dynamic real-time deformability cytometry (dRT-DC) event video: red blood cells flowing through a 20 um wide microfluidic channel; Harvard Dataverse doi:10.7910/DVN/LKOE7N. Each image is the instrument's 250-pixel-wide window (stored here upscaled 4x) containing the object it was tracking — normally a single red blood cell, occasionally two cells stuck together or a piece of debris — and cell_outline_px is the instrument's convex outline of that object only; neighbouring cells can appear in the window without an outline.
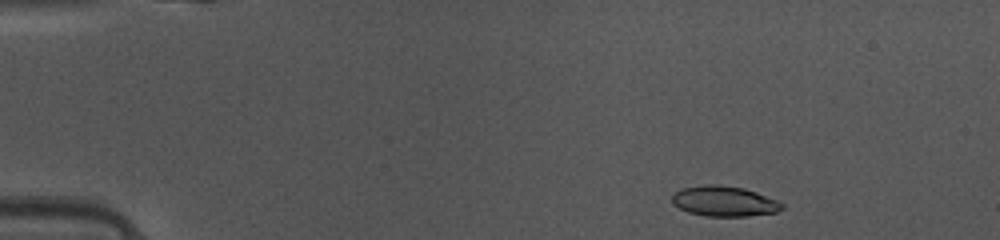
{"species": "common noctule bat (a hibernating species)", "species_latin": "Nyctalus noctula", "temperature_condition": "warm", "stored_images_in_passage": 42, "camera_frame_rate_fps": 3000, "um_per_image_px": 0.085, "animal": {"sex": "female", "body_mass_g": 10.0, "forearm_length_mm": 53.1}, "frame": {"image": 1, "passage_image": 1, "time_ms": 0.0, "image_size_px": [1000, 240], "cell_outline_px": [[784, 208], [776, 212], [748, 216], [704, 216], [688, 212], [672, 204], [672, 196], [680, 188], [708, 184], [720, 184], [744, 188], [756, 192], [776, 200], [784, 204]], "centroid_in_image_um": [61.54, 17.1], "position_along_channel_um": 23.5, "area_um2": 19.48}}
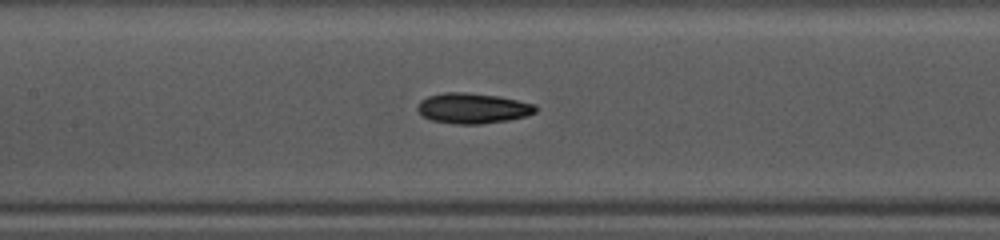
{"frame": {"image": 2, "passage_image": 17, "time_ms": 5.333, "image_size_px": [1000, 240], "cell_outline_px": [[536, 112], [524, 116], [508, 120], [480, 124], [456, 124], [432, 120], [424, 116], [416, 108], [420, 100], [428, 96], [444, 92], [468, 92], [500, 96], [536, 104]], "centroid_in_image_um": [40.18, 9.19], "position_along_channel_um": 167.2, "area_um2": 20.92}}
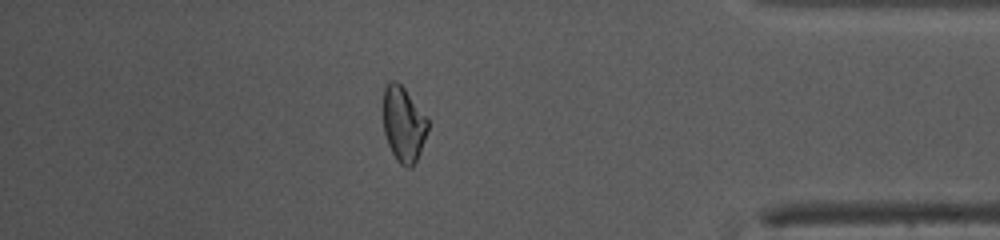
{"frame": {"image": 3, "passage_image": 36, "time_ms": 11.667, "image_size_px": [1000, 240], "cell_outline_px": [[428, 128], [420, 152], [412, 168], [408, 168], [400, 164], [396, 160], [388, 144], [384, 132], [384, 88], [388, 80], [396, 80], [404, 88], [428, 120]], "centroid_in_image_um": [34.28, 10.56], "position_along_channel_um": 400.9, "area_um2": 19.31}, "authors_computed_cell_mechanics": {"area_um2": 20.23, "velocity_mm_per_s": 4.1464, "shape_relaxation_time_tau1_ms": 2.1237, "shape_relaxation_time_tau2_ms": 4.8118, "deformation_change_tau1": 0.1317, "deformation_change_tau2": 0.1055}}